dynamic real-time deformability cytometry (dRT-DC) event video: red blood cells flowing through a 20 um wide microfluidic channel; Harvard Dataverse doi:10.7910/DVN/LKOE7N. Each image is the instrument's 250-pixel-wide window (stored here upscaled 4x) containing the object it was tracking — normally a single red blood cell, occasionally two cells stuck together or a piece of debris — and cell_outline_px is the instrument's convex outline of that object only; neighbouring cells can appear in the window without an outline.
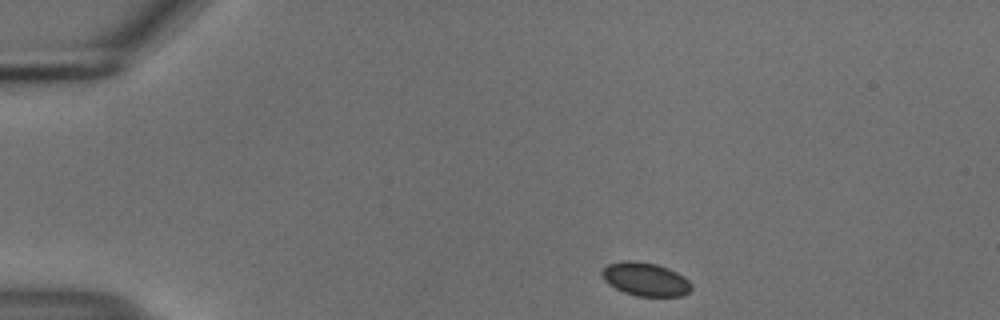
{"species": "common noctule bat (a hibernating species)", "species_latin": "Nyctalus noctula", "temperature_condition": "cold", "stored_images_in_passage": 47, "camera_frame_rate_fps": 3000, "um_per_image_px": 0.085, "animal": {"sex": "male", "body_mass_g": 18.8}, "frame": {"image": 1, "passage_image": 1, "time_ms": 0.0, "image_size_px": [1000, 320], "cell_outline_px": [[692, 288], [684, 296], [636, 296], [624, 292], [608, 284], [604, 280], [600, 272], [608, 264], [624, 260], [636, 260], [656, 264], [668, 268], [676, 272], [688, 280], [692, 284]], "centroid_in_image_um": [54.85, 23.73], "position_along_channel_um": 30.2, "area_um2": 17.51}}
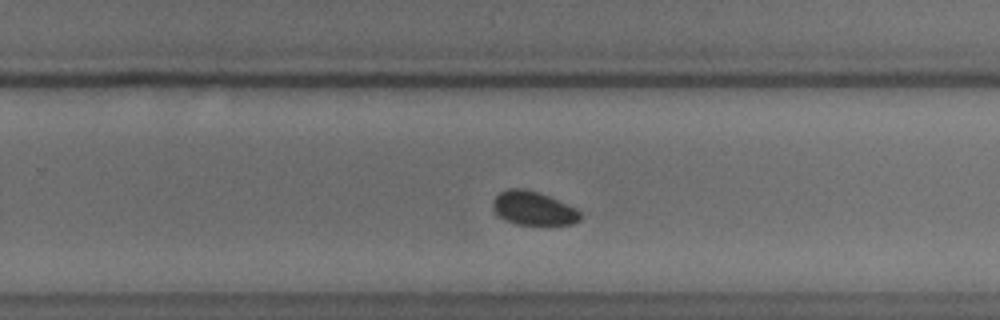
{"frame": {"image": 2, "passage_image": 27, "time_ms": 8.667, "image_size_px": [1000, 320], "cell_outline_px": [[580, 220], [572, 224], [540, 228], [516, 224], [500, 216], [492, 208], [492, 200], [500, 192], [508, 188], [524, 188], [548, 196], [576, 208], [580, 212]], "centroid_in_image_um": [45.35, 17.76], "position_along_channel_um": 284.4, "area_um2": 17.69}}
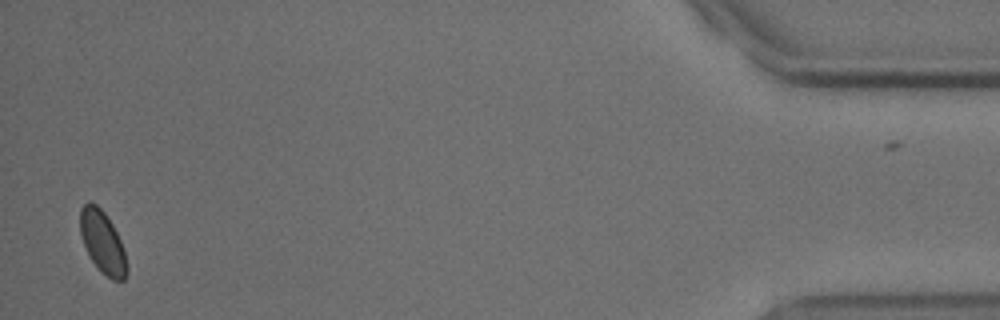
{"frame": {"image": 3, "passage_image": 45, "time_ms": 14.667, "image_size_px": [1000, 320], "cell_outline_px": [[128, 272], [124, 280], [112, 280], [100, 272], [92, 260], [84, 244], [80, 232], [80, 208], [88, 200], [96, 204], [104, 212], [112, 224], [124, 248], [128, 268]], "centroid_in_image_um": [8.73, 20.59], "position_along_channel_um": 426.5, "area_um2": 16.99}}